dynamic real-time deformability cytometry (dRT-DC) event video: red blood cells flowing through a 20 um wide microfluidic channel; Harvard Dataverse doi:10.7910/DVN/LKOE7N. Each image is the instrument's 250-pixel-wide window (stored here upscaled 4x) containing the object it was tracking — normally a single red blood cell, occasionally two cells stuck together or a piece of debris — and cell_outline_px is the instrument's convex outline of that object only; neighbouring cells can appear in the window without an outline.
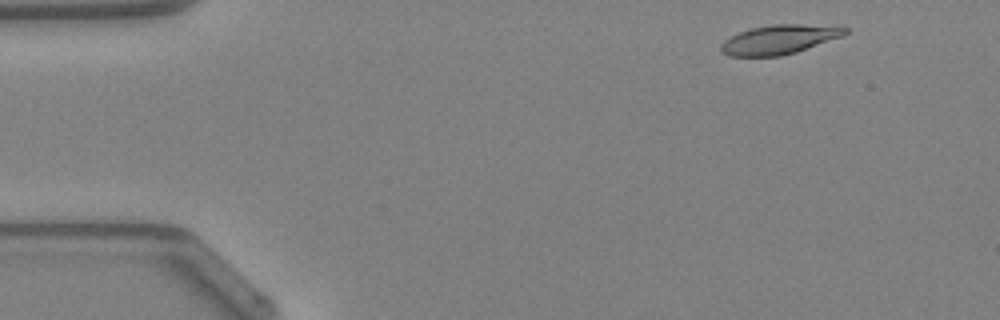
{"species": "Egyptian fruit bat (a non-hibernating species)", "species_latin": "Rousettus aegyptiacus", "temperature_condition": "warm", "stored_images_in_passage": 30, "camera_frame_rate_fps": 3000, "um_per_image_px": 0.085, "animal": {"sex": "female"}, "frame": {"image": 1, "passage_image": 3, "time_ms": 0.667, "image_size_px": [1000, 320], "cell_outline_px": [[848, 32], [844, 36], [796, 52], [780, 56], [728, 56], [720, 52], [720, 44], [724, 40], [740, 32], [752, 28], [772, 24], [800, 24], [848, 28]], "centroid_in_image_um": [66.21, 3.37], "position_along_channel_um": 18.8, "area_um2": 21.04}}
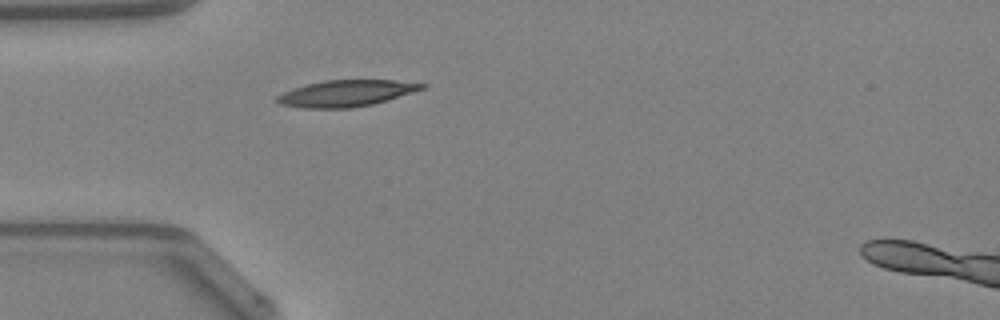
{"frame": {"image": 2, "passage_image": 12, "time_ms": 3.667, "image_size_px": [1000, 320], "cell_outline_px": [[428, 88], [388, 100], [372, 104], [352, 108], [300, 108], [280, 104], [272, 100], [276, 96], [292, 88], [324, 80], [396, 80], [428, 84]], "centroid_in_image_um": [29.44, 7.93], "position_along_channel_um": 55.6, "area_um2": 22.6}}
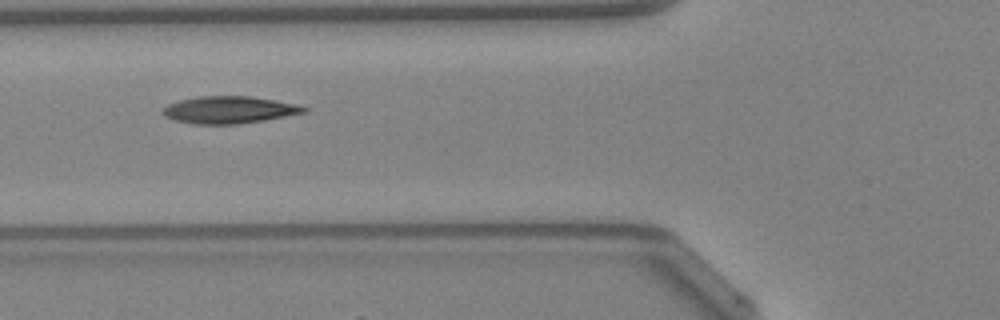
{"frame": {"image": 3, "passage_image": 16, "time_ms": 5.0, "image_size_px": [1000, 320], "cell_outline_px": [[308, 108], [304, 112], [264, 120], [236, 124], [196, 124], [176, 120], [164, 116], [160, 112], [168, 104], [180, 100], [200, 96], [252, 96], [276, 100]], "centroid_in_image_um": [19.42, 9.33], "position_along_channel_um": 106.4, "area_um2": 22.02}}